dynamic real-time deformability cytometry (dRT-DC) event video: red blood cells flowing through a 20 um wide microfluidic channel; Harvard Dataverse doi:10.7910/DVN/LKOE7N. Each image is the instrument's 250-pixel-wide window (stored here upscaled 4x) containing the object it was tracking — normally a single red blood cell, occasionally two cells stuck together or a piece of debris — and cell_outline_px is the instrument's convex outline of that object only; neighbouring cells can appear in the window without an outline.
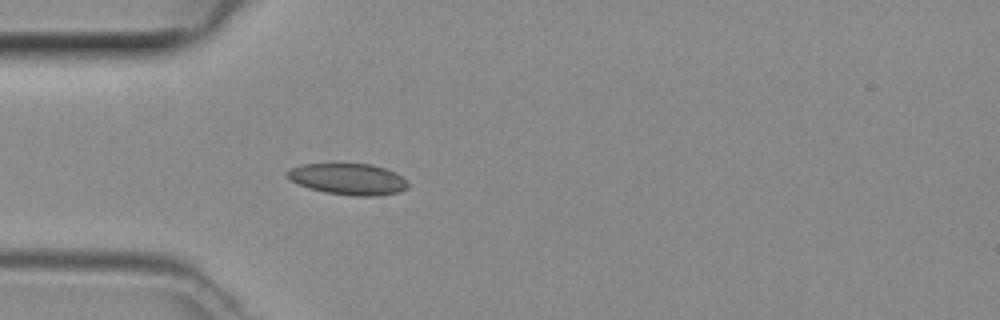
{"species": "common noctule bat (a hibernating species)", "species_latin": "Nyctalus noctula", "temperature_condition": "room temperature", "stored_images_in_passage": 39, "camera_frame_rate_fps": 3000, "um_per_image_px": 0.085, "animal": {"sex": "female", "body_mass_g": 29.2, "forearm_length_mm": 56.3}, "frame": {"image": 1, "passage_image": 5, "time_ms": 1.333, "image_size_px": [1000, 320], "cell_outline_px": [[408, 188], [400, 192], [376, 196], [356, 196], [324, 192], [308, 188], [296, 184], [288, 180], [284, 176], [292, 168], [304, 164], [372, 164], [384, 168], [400, 176], [408, 184]], "centroid_in_image_um": [29.55, 15.23], "position_along_channel_um": 55.4, "area_um2": 21.96}}
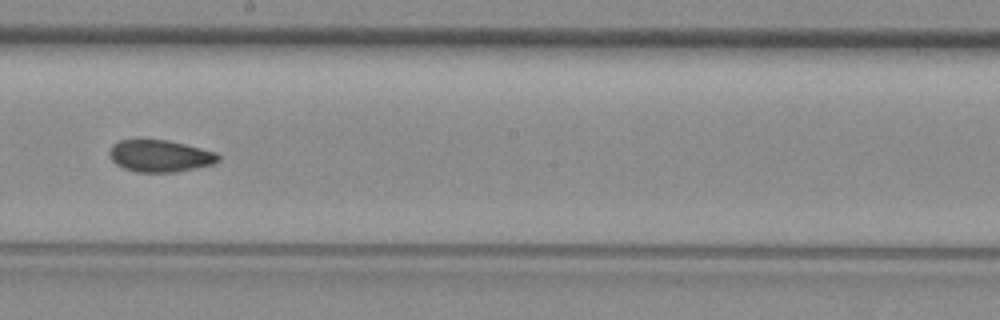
{"frame": {"image": 2, "passage_image": 18, "time_ms": 5.667, "image_size_px": [1000, 320], "cell_outline_px": [[220, 160], [212, 164], [196, 168], [172, 172], [136, 172], [124, 168], [116, 164], [112, 160], [108, 152], [112, 144], [120, 140], [168, 140], [216, 152], [220, 156]], "centroid_in_image_um": [13.59, 13.26], "position_along_channel_um": 234.6, "area_um2": 20.17}}
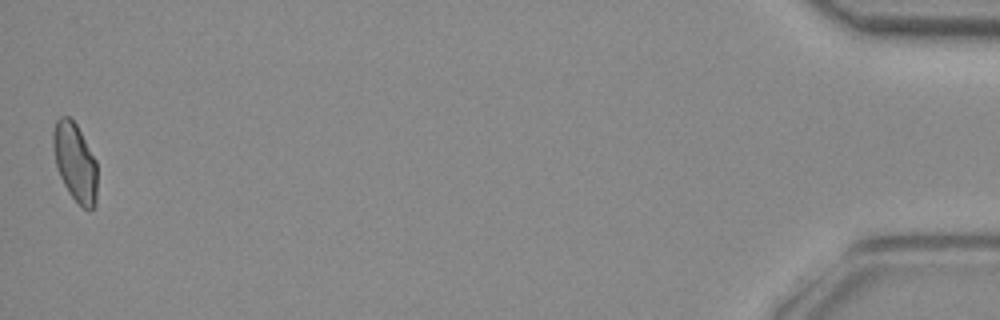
{"frame": {"image": 3, "passage_image": 39, "time_ms": 12.667, "image_size_px": [1000, 320], "cell_outline_px": [[96, 204], [92, 208], [84, 208], [68, 192], [60, 176], [56, 164], [52, 144], [52, 132], [56, 120], [60, 116], [68, 116], [76, 124], [96, 160]], "centroid_in_image_um": [6.36, 13.75], "position_along_channel_um": 428.8, "area_um2": 19.88}}